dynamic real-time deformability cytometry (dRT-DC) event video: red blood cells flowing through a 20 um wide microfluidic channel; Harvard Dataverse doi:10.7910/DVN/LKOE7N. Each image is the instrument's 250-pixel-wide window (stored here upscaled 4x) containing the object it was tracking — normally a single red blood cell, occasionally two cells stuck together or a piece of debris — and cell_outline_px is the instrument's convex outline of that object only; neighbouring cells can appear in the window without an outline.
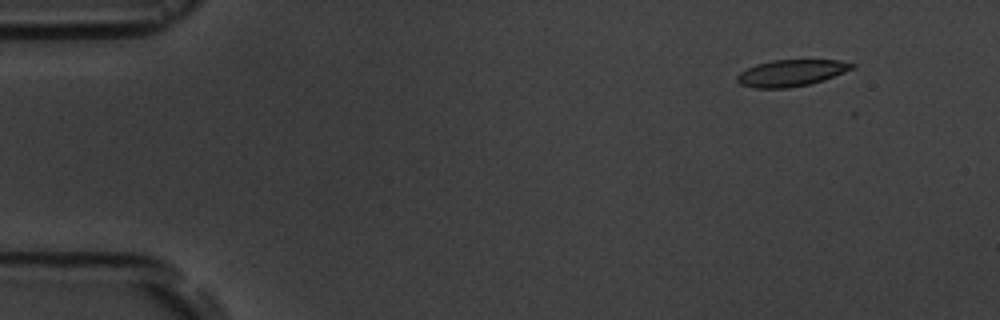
{"species": "common noctule bat (a hibernating species)", "species_latin": "Nyctalus noctula", "temperature_condition": "room temperature", "stored_images_in_passage": 5, "camera_frame_rate_fps": 3000, "um_per_image_px": 0.085, "animal": {"sex": "male", "body_mass_g": 19.5, "forearm_length_mm": 54.6}, "frame": {"image": 1, "passage_image": 1, "time_ms": 0.0, "image_size_px": [1000, 320], "cell_outline_px": [[856, 64], [852, 68], [844, 72], [824, 80], [808, 84], [788, 88], [752, 88], [740, 84], [736, 80], [736, 76], [740, 72], [756, 64], [772, 60], [840, 60]], "centroid_in_image_um": [67.22, 6.2], "position_along_channel_um": 17.8, "area_um2": 17.74}}
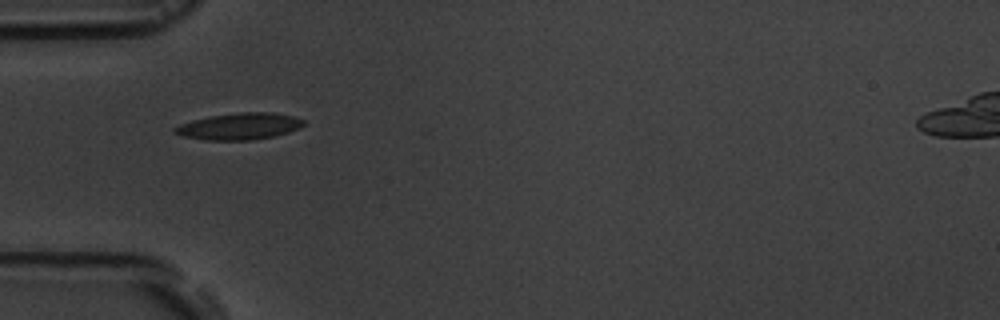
{"frame": {"image": 2, "passage_image": 4, "time_ms": 4.0, "image_size_px": [1000, 320], "cell_outline_px": [[304, 124], [300, 128], [288, 132], [272, 136], [252, 140], [204, 140], [184, 136], [172, 132], [172, 128], [180, 124], [192, 120], [208, 116], [240, 112], [272, 112], [292, 116], [304, 120]], "centroid_in_image_um": [20.31, 10.73], "position_along_channel_um": 64.7, "area_um2": 20.0}}
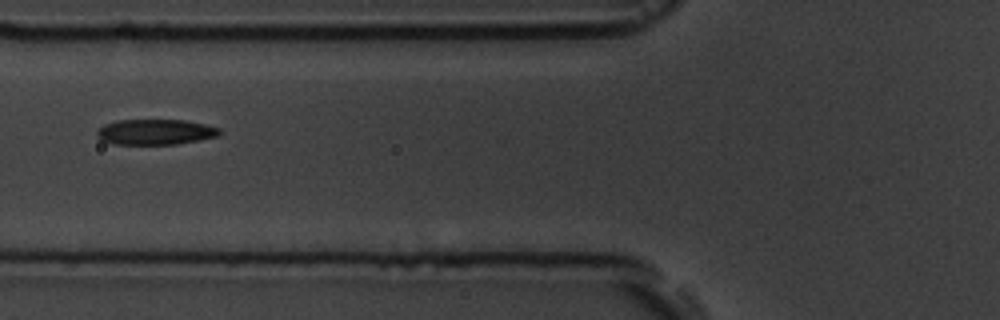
{"frame": {"image": 3, "passage_image": 5, "time_ms": 5.333, "image_size_px": [1000, 320], "cell_outline_px": [[220, 136], [176, 144], [112, 144], [100, 140], [96, 136], [96, 132], [104, 124], [116, 120], [184, 120], [204, 124], [220, 128]], "centroid_in_image_um": [13.18, 11.22], "position_along_channel_um": 112.6, "area_um2": 18.26}}